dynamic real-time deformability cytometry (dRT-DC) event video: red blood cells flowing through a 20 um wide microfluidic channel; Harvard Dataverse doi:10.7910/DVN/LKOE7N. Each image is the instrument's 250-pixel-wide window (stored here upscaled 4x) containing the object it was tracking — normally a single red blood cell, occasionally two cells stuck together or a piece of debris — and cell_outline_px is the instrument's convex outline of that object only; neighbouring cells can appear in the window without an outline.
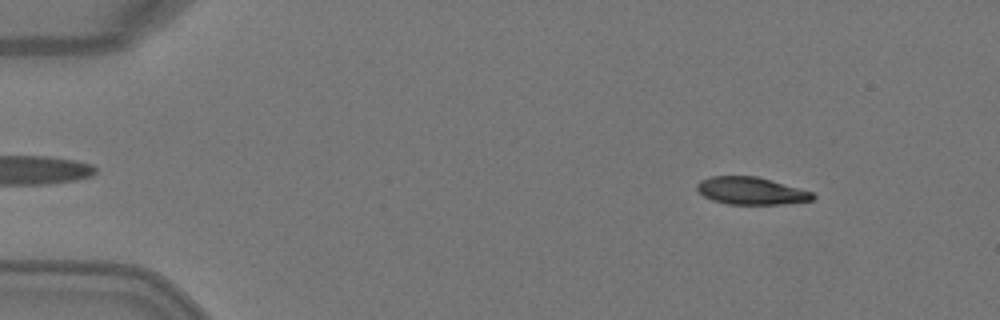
{"species": "Egyptian fruit bat (a non-hibernating species)", "species_latin": "Rousettus aegyptiacus", "temperature_condition": "warm", "stored_images_in_passage": 4, "camera_frame_rate_fps": 3000, "um_per_image_px": 0.085, "animal": {"sex": "female"}, "frame": {"image": 1, "passage_image": 1, "time_ms": 0.0, "image_size_px": [1000, 320], "cell_outline_px": [[816, 196], [812, 200], [784, 204], [728, 204], [712, 200], [704, 196], [696, 188], [696, 184], [700, 180], [712, 176], [756, 176], [812, 192]], "centroid_in_image_um": [63.81, 16.22], "position_along_channel_um": 21.2, "area_um2": 18.32}}
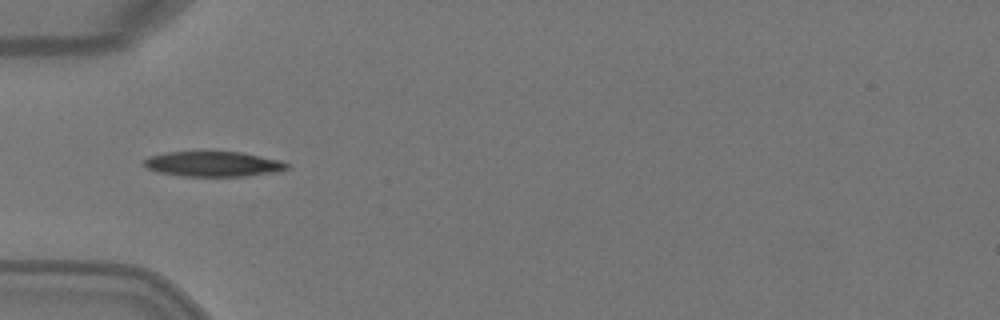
{"frame": {"image": 2, "passage_image": 4, "time_ms": 1.0, "image_size_px": [1000, 320], "cell_outline_px": [[288, 168], [276, 172], [244, 176], [180, 176], [156, 172], [148, 168], [144, 164], [144, 160], [148, 156], [164, 152], [240, 152], [280, 160], [288, 164]], "centroid_in_image_um": [18.08, 13.94], "position_along_channel_um": 66.9, "area_um2": 20.87}}